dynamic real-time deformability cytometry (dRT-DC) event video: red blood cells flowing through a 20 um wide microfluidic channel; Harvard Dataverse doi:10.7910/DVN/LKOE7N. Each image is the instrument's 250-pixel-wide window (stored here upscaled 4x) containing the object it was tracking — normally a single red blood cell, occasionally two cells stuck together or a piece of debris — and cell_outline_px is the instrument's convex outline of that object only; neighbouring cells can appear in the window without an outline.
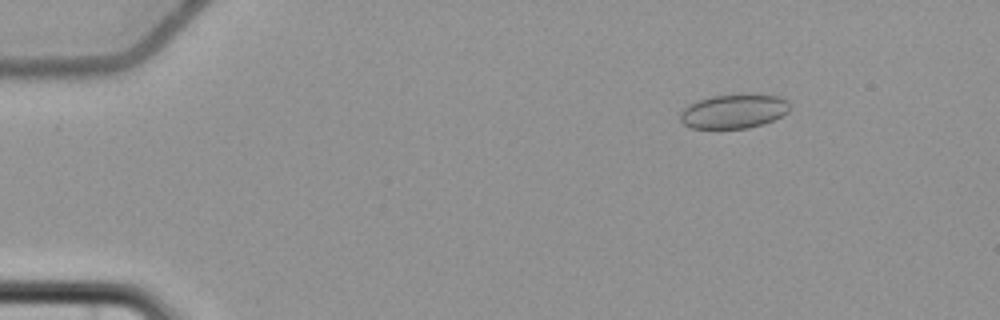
{"species": "common noctule bat (a hibernating species)", "species_latin": "Nyctalus noctula", "temperature_condition": "cold", "stored_images_in_passage": 5, "camera_frame_rate_fps": 3000, "um_per_image_px": 0.085, "animal": {"sex": "female", "body_mass_g": 22.7, "forearm_length_mm": 54.2}, "frame": {"image": 1, "passage_image": 3, "time_ms": 2.333, "image_size_px": [1000, 320], "cell_outline_px": [[792, 108], [784, 116], [764, 124], [748, 128], [692, 128], [684, 124], [680, 120], [680, 112], [688, 104], [712, 96], [740, 92], [752, 92], [780, 96], [788, 100], [792, 104]], "centroid_in_image_um": [62.47, 9.41], "position_along_channel_um": 22.5, "area_um2": 22.77}}